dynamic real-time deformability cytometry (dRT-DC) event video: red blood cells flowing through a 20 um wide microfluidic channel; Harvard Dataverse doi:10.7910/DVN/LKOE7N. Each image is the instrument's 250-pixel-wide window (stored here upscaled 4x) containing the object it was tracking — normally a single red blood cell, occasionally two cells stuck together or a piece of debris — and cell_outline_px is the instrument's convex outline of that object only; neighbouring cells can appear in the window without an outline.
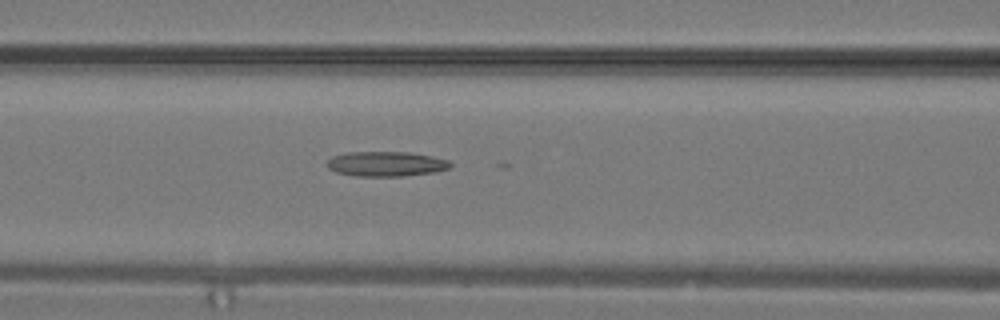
{"species": "common noctule bat (a hibernating species)", "species_latin": "Nyctalus noctula", "temperature_condition": "warm", "stored_images_in_passage": 19, "camera_frame_rate_fps": 3000, "um_per_image_px": 0.085, "animal": {"sex": "male", "body_mass_g": 19.2, "forearm_length_mm": 51.8}, "frame": {"image": 1, "passage_image": 5, "time_ms": 1.333, "image_size_px": [1000, 320], "cell_outline_px": [[452, 164], [448, 168], [432, 172], [404, 176], [356, 176], [336, 172], [328, 168], [328, 160], [332, 156], [348, 152], [408, 152], [432, 156], [448, 160]], "centroid_in_image_um": [32.8, 13.93], "position_along_channel_um": 133.8, "area_um2": 17.74}}
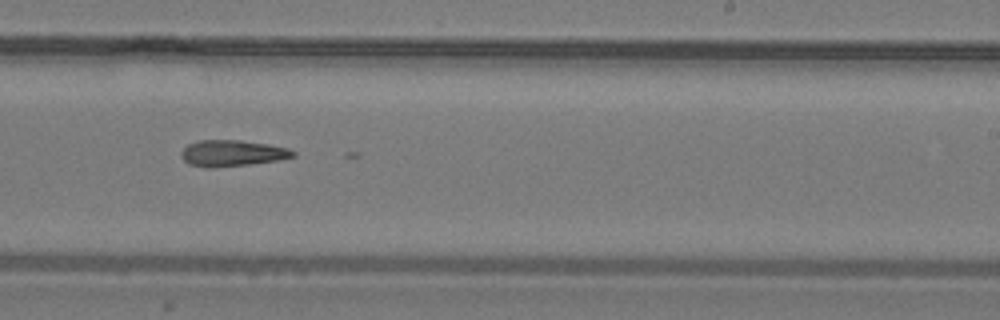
{"frame": {"image": 2, "passage_image": 11, "time_ms": 3.333, "image_size_px": [1000, 320], "cell_outline_px": [[296, 156], [280, 160], [248, 164], [212, 168], [204, 168], [188, 164], [180, 156], [180, 152], [188, 144], [196, 140], [240, 140], [268, 144], [288, 148], [296, 152]], "centroid_in_image_um": [19.71, 13.02], "position_along_channel_um": 269.3, "area_um2": 17.28}}
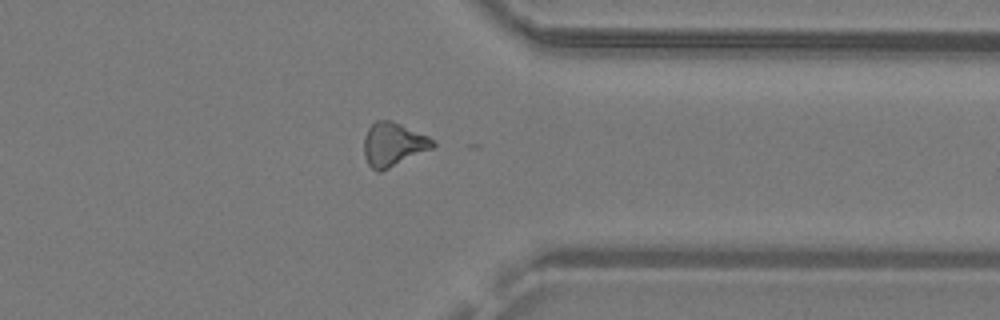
{"frame": {"image": 3, "passage_image": 16, "time_ms": 5.0, "image_size_px": [1000, 320], "cell_outline_px": [[436, 144], [432, 148], [380, 172], [376, 172], [368, 164], [364, 156], [364, 136], [368, 128], [376, 120], [392, 120], [428, 136]], "centroid_in_image_um": [33.39, 12.27], "position_along_channel_um": 378.0, "area_um2": 17.4}}